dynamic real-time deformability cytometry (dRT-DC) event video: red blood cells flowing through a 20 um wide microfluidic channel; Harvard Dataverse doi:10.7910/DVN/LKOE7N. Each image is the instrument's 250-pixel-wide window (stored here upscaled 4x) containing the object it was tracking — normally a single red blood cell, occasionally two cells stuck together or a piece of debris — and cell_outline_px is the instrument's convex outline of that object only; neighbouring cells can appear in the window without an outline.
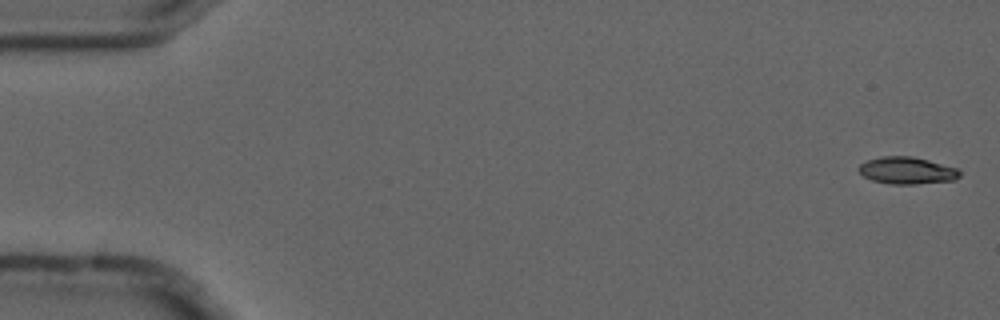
{"species": "common noctule bat (a hibernating species)", "species_latin": "Nyctalus noctula", "temperature_condition": "cold", "stored_images_in_passage": 5, "camera_frame_rate_fps": 3000, "um_per_image_px": 0.085, "animal": {"sex": "male", "forearm_length_mm": 52.5}, "frame": {"image": 1, "passage_image": 1, "time_ms": 0.0, "image_size_px": [1000, 320], "cell_outline_px": [[960, 176], [956, 180], [916, 184], [892, 184], [872, 180], [864, 176], [856, 168], [860, 164], [868, 160], [884, 156], [912, 156], [928, 160], [956, 168], [960, 172]], "centroid_in_image_um": [77.09, 14.5], "position_along_channel_um": 7.9, "area_um2": 15.84}}
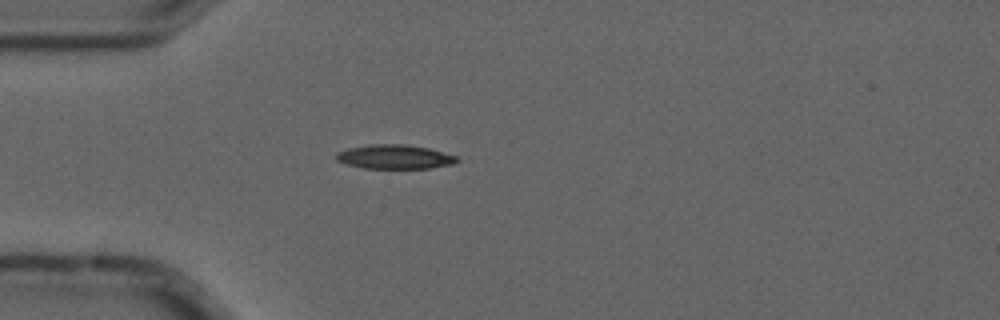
{"frame": {"image": 2, "passage_image": 5, "time_ms": 1.333, "image_size_px": [1000, 320], "cell_outline_px": [[460, 160], [452, 164], [428, 168], [364, 168], [344, 164], [336, 160], [336, 152], [348, 148], [372, 144], [404, 144], [428, 148], [456, 156]], "centroid_in_image_um": [33.5, 13.33], "position_along_channel_um": 51.5, "area_um2": 16.94}}